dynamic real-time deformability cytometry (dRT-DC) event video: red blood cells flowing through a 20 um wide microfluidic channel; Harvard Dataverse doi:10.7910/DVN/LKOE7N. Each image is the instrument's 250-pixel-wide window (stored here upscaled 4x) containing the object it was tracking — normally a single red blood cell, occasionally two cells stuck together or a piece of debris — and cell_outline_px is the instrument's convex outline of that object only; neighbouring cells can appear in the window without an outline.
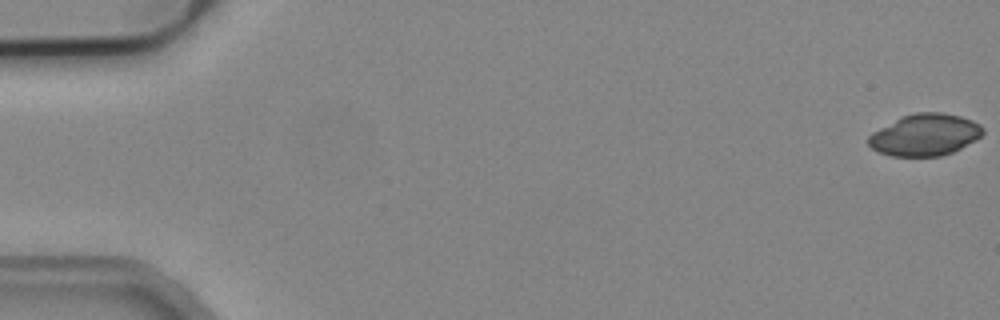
{"species": "common noctule bat (a hibernating species)", "species_latin": "Nyctalus noctula", "temperature_condition": "cold", "stored_images_in_passage": 5, "camera_frame_rate_fps": 3000, "um_per_image_px": 0.085, "animal": {"sex": "male", "body_mass_g": 19.2, "forearm_length_mm": 51.8}, "frame": {"image": 1, "passage_image": 1, "time_ms": 0.0, "image_size_px": [1000, 320], "cell_outline_px": [[984, 132], [976, 140], [952, 152], [940, 156], [892, 156], [880, 152], [872, 148], [868, 144], [868, 136], [872, 132], [904, 116], [916, 112], [940, 112], [960, 116], [972, 120], [980, 124], [984, 128]], "centroid_in_image_um": [78.64, 11.46], "position_along_channel_um": 6.4, "area_um2": 27.63}}